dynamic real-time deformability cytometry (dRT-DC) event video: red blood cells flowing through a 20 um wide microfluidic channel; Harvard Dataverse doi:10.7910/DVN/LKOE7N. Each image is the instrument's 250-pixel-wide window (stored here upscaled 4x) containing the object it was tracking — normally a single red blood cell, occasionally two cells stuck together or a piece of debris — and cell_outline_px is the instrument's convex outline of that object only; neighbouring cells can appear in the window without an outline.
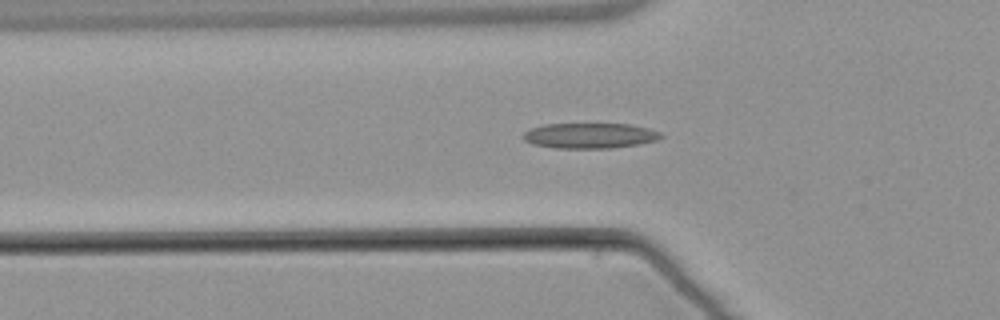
{"species": "common noctule bat (a hibernating species)", "species_latin": "Nyctalus noctula", "temperature_condition": "warm", "stored_images_in_passage": 6, "segment_of_instrument_passage": [2, 2], "camera_frame_rate_fps": 3000, "um_per_image_px": 0.085, "animal": {"sex": "male", "body_mass_g": 21.5, "forearm_length_mm": 52.0}, "frame": {"image": 1, "passage_image": 6, "time_ms": 7.667, "image_size_px": [1000, 320], "cell_outline_px": [[664, 136], [656, 140], [640, 144], [612, 148], [556, 148], [532, 144], [524, 140], [524, 132], [532, 128], [544, 124], [632, 124], [648, 128], [660, 132]], "centroid_in_image_um": [50.16, 11.53], "position_along_channel_um": 75.6, "area_um2": 20.35}}